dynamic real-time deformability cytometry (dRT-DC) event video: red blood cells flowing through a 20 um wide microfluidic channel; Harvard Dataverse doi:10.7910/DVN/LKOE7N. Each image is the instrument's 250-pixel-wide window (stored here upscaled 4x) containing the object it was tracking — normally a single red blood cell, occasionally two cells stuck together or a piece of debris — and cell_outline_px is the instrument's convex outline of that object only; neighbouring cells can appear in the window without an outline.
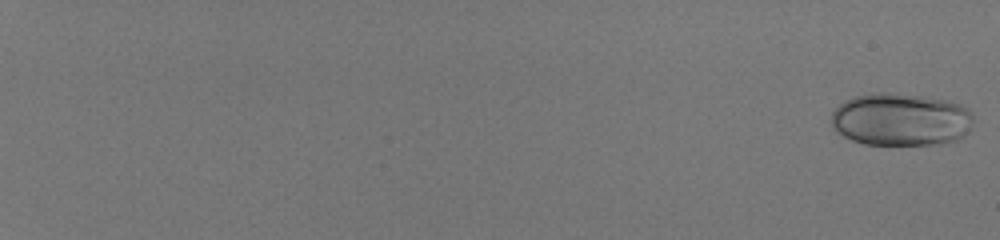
{"species": "human", "species_latin": "Homo sapiens", "temperature_condition": "room temperature", "stored_images_in_passage": 56, "camera_frame_rate_fps": 3000, "um_per_image_px": 0.085, "donor": {"sex": "male"}, "frame": {"image": 1, "passage_image": 1, "time_ms": 0.0, "image_size_px": [1000, 240], "cell_outline_px": [[972, 128], [964, 136], [956, 140], [944, 144], [864, 144], [852, 140], [836, 132], [832, 128], [832, 112], [844, 100], [856, 96], [880, 92], [888, 92], [920, 96], [948, 100], [960, 104], [968, 108], [972, 112]], "centroid_in_image_um": [76.59, 10.16], "position_along_channel_um": 8.4, "area_um2": 43.93}}
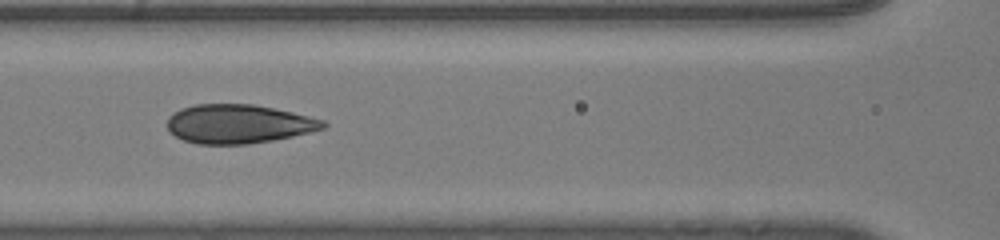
{"frame": {"image": 2, "passage_image": 32, "time_ms": 10.333, "image_size_px": [1000, 240], "cell_outline_px": [[328, 124], [324, 128], [292, 136], [272, 140], [248, 144], [196, 144], [184, 140], [176, 136], [168, 128], [168, 116], [180, 108], [196, 104], [252, 104], [292, 112], [324, 120]], "centroid_in_image_um": [20.25, 10.53], "position_along_channel_um": 146.3, "area_um2": 35.14}}
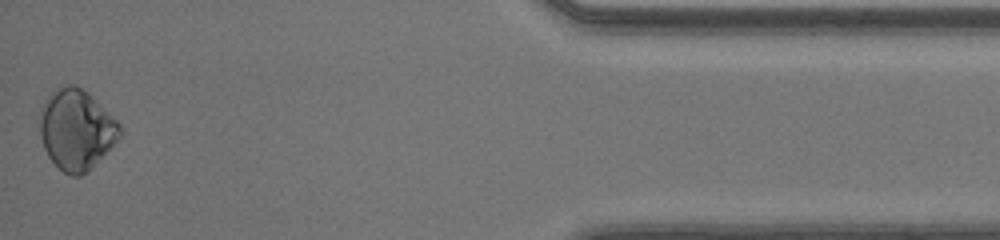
{"frame": {"image": 3, "passage_image": 56, "time_ms": 18.333, "image_size_px": [1000, 240], "cell_outline_px": [[120, 136], [80, 176], [72, 176], [64, 172], [48, 156], [44, 148], [40, 136], [40, 108], [60, 88], [68, 84], [76, 84], [88, 92], [120, 124]], "centroid_in_image_um": [6.47, 10.99], "position_along_channel_um": 428.7, "area_um2": 36.18}, "authors_computed_cell_mechanics": {"area_um2": 35.7204, "velocity_mm_per_s": 4.1568, "shape_relaxation_time_tau1_ms": 5.4879, "shape_relaxation_time_tau2_ms": 1.3999, "deformation_change_tau1": 0.1131, "deformation_change_tau2": 0.0337}}